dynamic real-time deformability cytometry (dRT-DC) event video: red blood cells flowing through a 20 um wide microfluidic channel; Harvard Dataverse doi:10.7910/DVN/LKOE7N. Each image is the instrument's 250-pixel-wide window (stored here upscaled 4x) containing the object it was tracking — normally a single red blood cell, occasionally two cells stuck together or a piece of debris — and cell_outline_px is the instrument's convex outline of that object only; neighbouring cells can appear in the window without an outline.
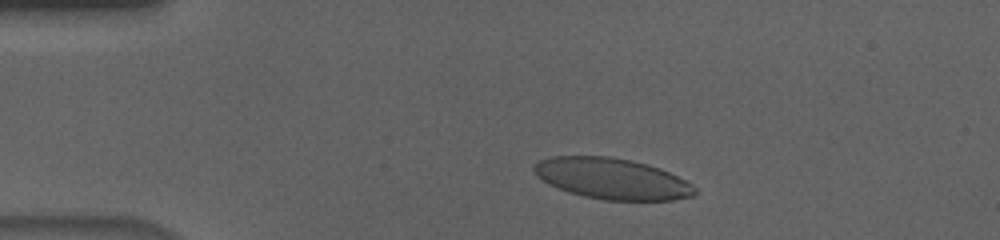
{"species": "human", "species_latin": "Homo sapiens", "temperature_condition": "cold", "stored_images_in_passage": 52, "camera_frame_rate_fps": 3000, "um_per_image_px": 0.085, "donor": {"sex": "male"}, "frame": {"image": 1, "passage_image": 7, "time_ms": 2.0, "image_size_px": [1000, 240], "cell_outline_px": [[696, 192], [692, 196], [672, 200], [604, 200], [584, 196], [568, 192], [548, 184], [536, 176], [532, 168], [540, 160], [552, 156], [608, 156], [632, 160], [648, 164], [660, 168], [692, 184], [696, 188]], "centroid_in_image_um": [52.0, 15.18], "position_along_channel_um": 33.0, "area_um2": 38.38}}
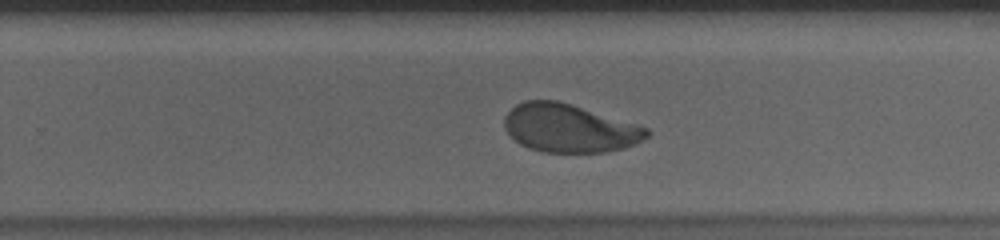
{"frame": {"image": 2, "passage_image": 32, "time_ms": 10.333, "image_size_px": [1000, 240], "cell_outline_px": [[652, 132], [644, 140], [636, 144], [624, 148], [608, 152], [540, 152], [528, 148], [520, 144], [504, 128], [504, 116], [516, 104], [524, 100], [556, 100], [572, 104], [636, 124], [648, 128]], "centroid_in_image_um": [48.41, 10.9], "position_along_channel_um": 281.4, "area_um2": 40.17}}
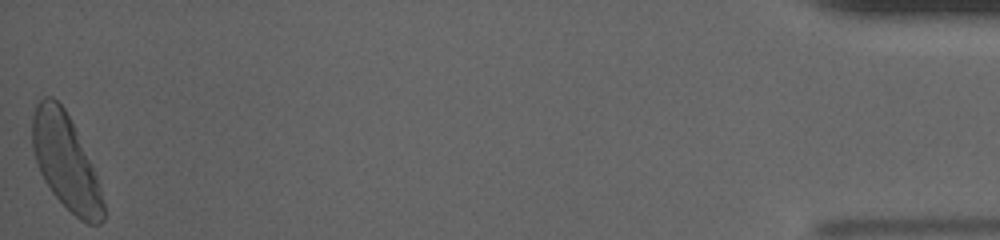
{"frame": {"image": 3, "passage_image": 52, "time_ms": 17.0, "image_size_px": [1000, 240], "cell_outline_px": [[104, 220], [100, 224], [88, 224], [80, 220], [52, 192], [44, 180], [36, 164], [32, 148], [32, 116], [36, 104], [44, 96], [52, 96], [64, 108], [72, 124], [96, 176], [100, 188], [104, 204]], "centroid_in_image_um": [5.55, 13.76], "position_along_channel_um": 429.6, "area_um2": 38.55}, "authors_computed_cell_mechanics": {"area_um2": 40.46, "velocity_mm_per_s": 3.6055, "shape_relaxation_time_tau1_ms": 4.4117, "shape_relaxation_time_tau2_ms": 1.0781, "deformation_change_tau1": 0.1721, "deformation_change_tau2": 0.0602}}